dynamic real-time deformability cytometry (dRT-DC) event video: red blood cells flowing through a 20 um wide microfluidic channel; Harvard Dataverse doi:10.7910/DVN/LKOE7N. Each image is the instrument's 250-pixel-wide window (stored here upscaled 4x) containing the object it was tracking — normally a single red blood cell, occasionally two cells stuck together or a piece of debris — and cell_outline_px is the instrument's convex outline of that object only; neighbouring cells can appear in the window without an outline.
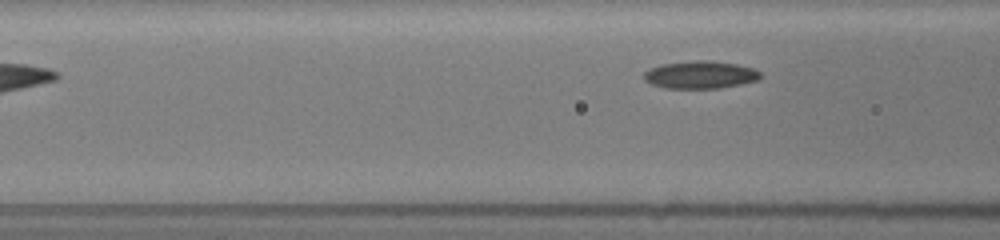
{"species": "common noctule bat (a hibernating species)", "species_latin": "Nyctalus noctula", "temperature_condition": "room temperature", "stored_images_in_passage": 6, "segment_of_instrument_passage": [2, 2], "camera_frame_rate_fps": 3000, "um_per_image_px": 0.085, "animal": {"sex": "female", "body_mass_g": 19.5, "forearm_length_mm": 54.1}, "frame": {"image": 1, "passage_image": 6, "time_ms": 3.333, "image_size_px": [1000, 240], "cell_outline_px": [[760, 76], [756, 80], [740, 84], [720, 88], [664, 88], [652, 84], [644, 80], [644, 72], [648, 68], [660, 64], [696, 60], [704, 60], [736, 64], [752, 68], [760, 72]], "centroid_in_image_um": [59.46, 6.35], "position_along_channel_um": 107.1, "area_um2": 18.61}}